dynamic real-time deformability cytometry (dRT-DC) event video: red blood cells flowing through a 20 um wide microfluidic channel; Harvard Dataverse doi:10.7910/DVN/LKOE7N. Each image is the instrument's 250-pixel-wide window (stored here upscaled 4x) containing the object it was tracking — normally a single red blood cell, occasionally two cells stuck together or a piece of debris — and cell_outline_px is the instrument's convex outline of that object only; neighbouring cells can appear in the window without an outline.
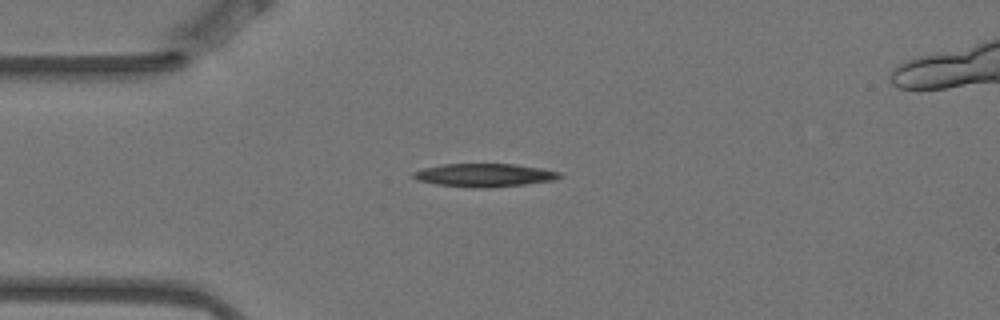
{"species": "Egyptian fruit bat (a non-hibernating species)", "species_latin": "Rousettus aegyptiacus", "temperature_condition": "warm", "stored_images_in_passage": 7, "camera_frame_rate_fps": 3000, "um_per_image_px": 0.085, "animal": {"sex": "female"}, "frame": {"image": 1, "passage_image": 1, "time_ms": 0.0, "image_size_px": [1000, 320], "cell_outline_px": [[564, 176], [556, 180], [524, 184], [488, 188], [476, 188], [436, 184], [420, 180], [412, 176], [412, 172], [424, 168], [444, 164], [512, 164], [544, 168], [560, 172]], "centroid_in_image_um": [41.24, 14.89], "position_along_channel_um": 43.8, "area_um2": 19.77}}
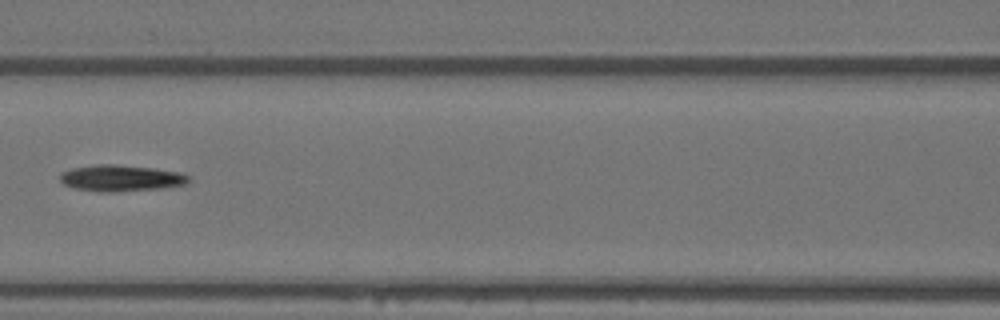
{"frame": {"image": 2, "passage_image": 4, "time_ms": 1.0, "image_size_px": [1000, 320], "cell_outline_px": [[192, 180], [188, 184], [160, 188], [112, 192], [96, 192], [76, 188], [64, 184], [60, 180], [60, 176], [64, 172], [72, 168], [96, 164], [112, 164], [152, 168], [180, 172], [188, 176]], "centroid_in_image_um": [10.31, 15.14], "position_along_channel_um": 156.3, "area_um2": 19.65}}
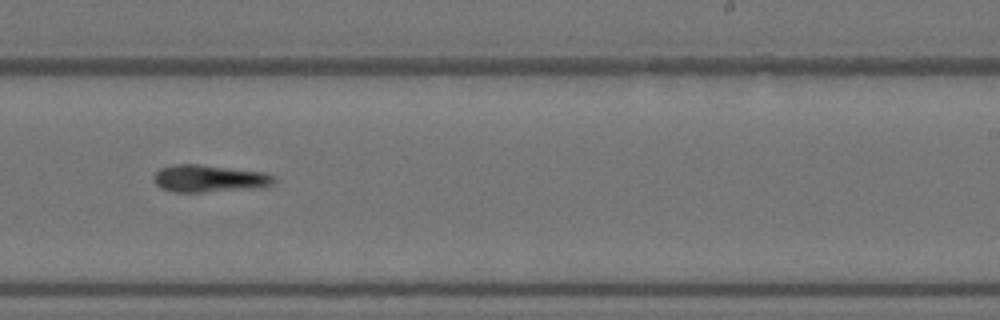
{"frame": {"image": 3, "passage_image": 7, "time_ms": 2.0, "image_size_px": [1000, 320], "cell_outline_px": [[276, 184], [252, 188], [204, 192], [172, 192], [160, 188], [152, 180], [152, 176], [160, 168], [172, 164], [200, 164], [264, 172], [272, 176], [276, 180]], "centroid_in_image_um": [17.72, 15.17], "position_along_channel_um": 271.3, "area_um2": 19.25}}